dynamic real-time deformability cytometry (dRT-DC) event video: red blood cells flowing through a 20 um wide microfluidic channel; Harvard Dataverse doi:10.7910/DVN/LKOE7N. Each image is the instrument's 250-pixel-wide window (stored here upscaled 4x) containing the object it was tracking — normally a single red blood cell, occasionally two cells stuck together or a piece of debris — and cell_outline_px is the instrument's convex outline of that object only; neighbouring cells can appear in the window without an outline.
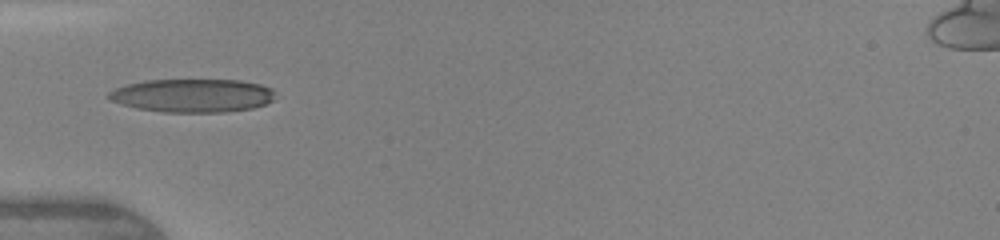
{"species": "human", "species_latin": "Homo sapiens", "temperature_condition": "warm", "stored_images_in_passage": 31, "camera_frame_rate_fps": 3000, "um_per_image_px": 0.085, "donor": {"sex": "female"}, "frame": {"image": 1, "passage_image": 1, "time_ms": 0.0, "image_size_px": [1000, 240], "cell_outline_px": [[276, 92], [272, 100], [264, 104], [252, 108], [224, 112], [164, 112], [136, 108], [112, 100], [104, 96], [108, 92], [116, 88], [128, 84], [148, 80], [240, 80], [260, 84], [272, 88]], "centroid_in_image_um": [16.38, 8.12], "position_along_channel_um": 68.6, "area_um2": 32.31}}
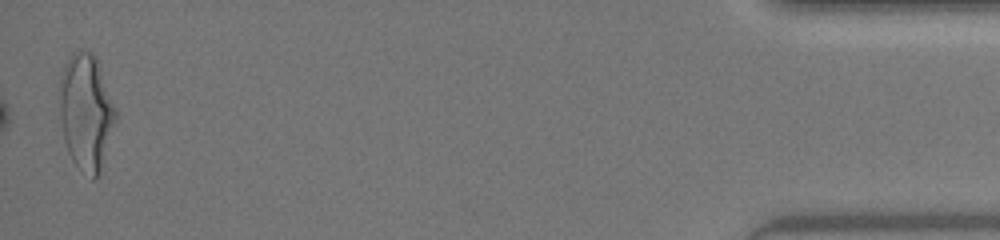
{"frame": {"image": 2, "passage_image": 31, "time_ms": 10.0, "image_size_px": [1000, 240], "cell_outline_px": [[116, 120], [100, 172], [92, 180], [80, 172], [72, 160], [68, 152], [64, 140], [60, 116], [60, 76], [72, 52], [80, 48], [92, 52], [96, 56], [116, 108]], "centroid_in_image_um": [7.32, 9.52], "position_along_channel_um": 427.9, "area_um2": 38.15}, "authors_computed_cell_mechanics": {"area_um2": 31.79, "velocity_mm_per_s": 4.4021, "shape_relaxation_time_tau1_ms": 3.3786, "shape_relaxation_time_tau2_ms": null, "deformation_change_tau1": 0.1944, "deformation_change_tau2": null}}